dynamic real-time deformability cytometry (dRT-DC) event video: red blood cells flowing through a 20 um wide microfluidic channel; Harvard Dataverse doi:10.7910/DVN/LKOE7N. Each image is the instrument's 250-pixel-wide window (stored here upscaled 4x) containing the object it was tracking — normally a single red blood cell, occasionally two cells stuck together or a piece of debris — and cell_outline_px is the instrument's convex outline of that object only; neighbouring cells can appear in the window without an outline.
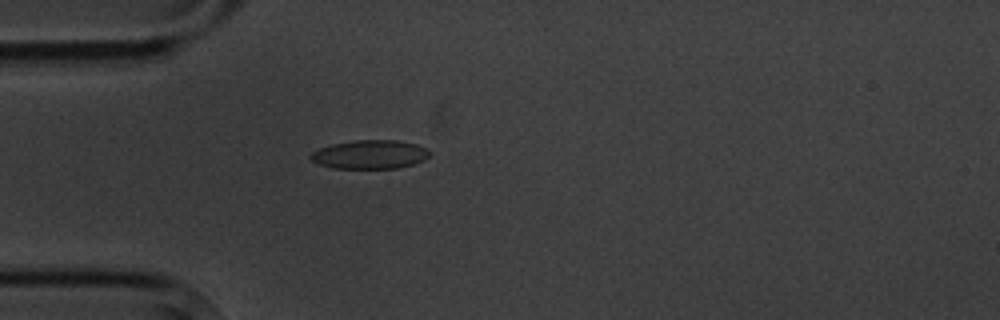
{"species": "common noctule bat (a hibernating species)", "species_latin": "Nyctalus noctula", "temperature_condition": "cold", "stored_images_in_passage": 4, "camera_frame_rate_fps": 3000, "um_per_image_px": 0.085, "animal": {"sex": "male", "body_mass_g": 20.1, "forearm_length_mm": 53.5}, "frame": {"image": 1, "passage_image": 4, "time_ms": 4.333, "image_size_px": [1000, 320], "cell_outline_px": [[432, 152], [424, 160], [412, 164], [396, 168], [332, 168], [320, 164], [312, 160], [308, 156], [312, 152], [320, 148], [332, 144], [356, 140], [396, 140], [416, 144]], "centroid_in_image_um": [31.44, 13.12], "position_along_channel_um": 53.6, "area_um2": 19.77}}